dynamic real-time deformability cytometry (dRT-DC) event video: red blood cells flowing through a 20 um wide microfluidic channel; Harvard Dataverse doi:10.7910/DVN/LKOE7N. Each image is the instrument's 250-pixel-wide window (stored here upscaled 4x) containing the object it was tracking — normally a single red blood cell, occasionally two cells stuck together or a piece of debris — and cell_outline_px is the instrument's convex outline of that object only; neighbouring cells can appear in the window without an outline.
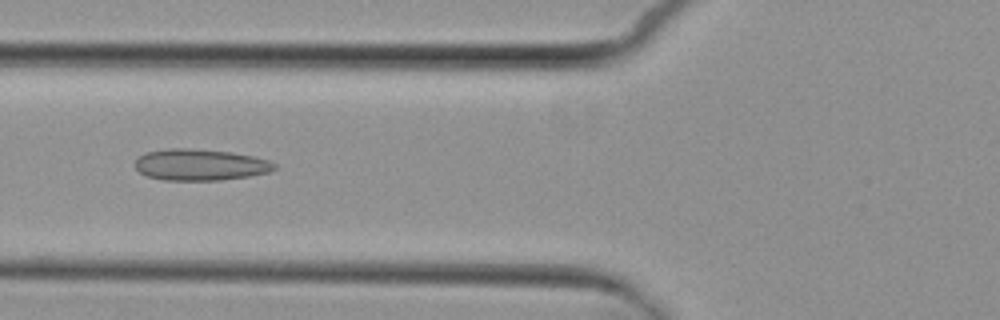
{"species": "common noctule bat (a hibernating species)", "species_latin": "Nyctalus noctula", "temperature_condition": "cold", "stored_images_in_passage": 7, "camera_frame_rate_fps": 3000, "um_per_image_px": 0.085, "animal": {"sex": "female", "body_mass_g": 29.2, "forearm_length_mm": 56.3}, "frame": {"image": 1, "passage_image": 5, "time_ms": 4.667, "image_size_px": [1000, 320], "cell_outline_px": [[276, 168], [268, 172], [248, 176], [220, 180], [164, 180], [148, 176], [140, 172], [136, 168], [136, 160], [144, 152], [168, 148], [192, 148], [232, 152], [252, 156], [268, 160], [276, 164]], "centroid_in_image_um": [17.01, 13.99], "position_along_channel_um": 108.8, "area_um2": 25.43}}
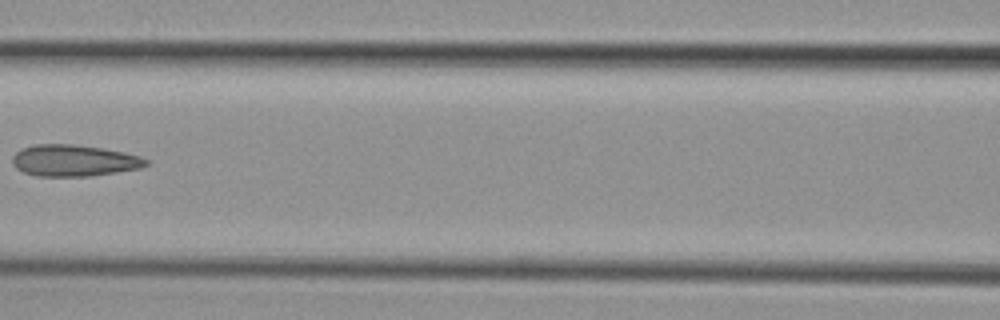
{"frame": {"image": 2, "passage_image": 6, "time_ms": 6.0, "image_size_px": [1000, 320], "cell_outline_px": [[148, 164], [140, 168], [92, 176], [36, 176], [24, 172], [16, 168], [12, 164], [12, 156], [20, 148], [32, 144], [76, 144], [104, 148], [124, 152], [140, 156], [148, 160]], "centroid_in_image_um": [6.26, 13.63], "position_along_channel_um": 160.3, "area_um2": 24.8}}
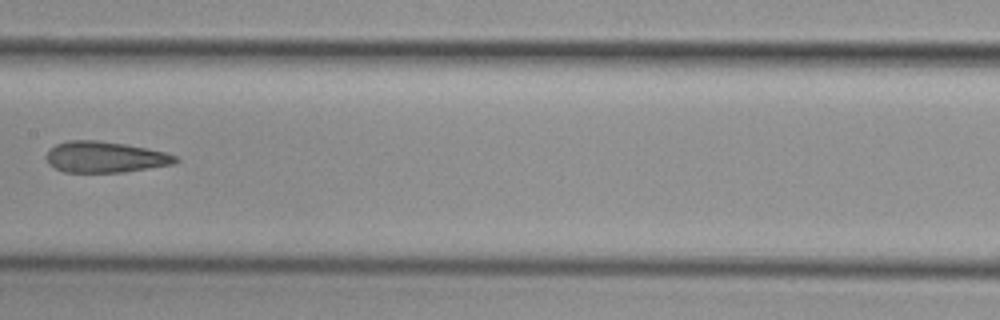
{"frame": {"image": 3, "passage_image": 7, "time_ms": 7.0, "image_size_px": [1000, 320], "cell_outline_px": [[180, 160], [172, 164], [124, 172], [64, 172], [48, 164], [44, 156], [56, 144], [68, 140], [96, 140], [124, 144], [148, 148], [164, 152], [176, 156]], "centroid_in_image_um": [8.91, 13.35], "position_along_channel_um": 198.5, "area_um2": 23.29}}